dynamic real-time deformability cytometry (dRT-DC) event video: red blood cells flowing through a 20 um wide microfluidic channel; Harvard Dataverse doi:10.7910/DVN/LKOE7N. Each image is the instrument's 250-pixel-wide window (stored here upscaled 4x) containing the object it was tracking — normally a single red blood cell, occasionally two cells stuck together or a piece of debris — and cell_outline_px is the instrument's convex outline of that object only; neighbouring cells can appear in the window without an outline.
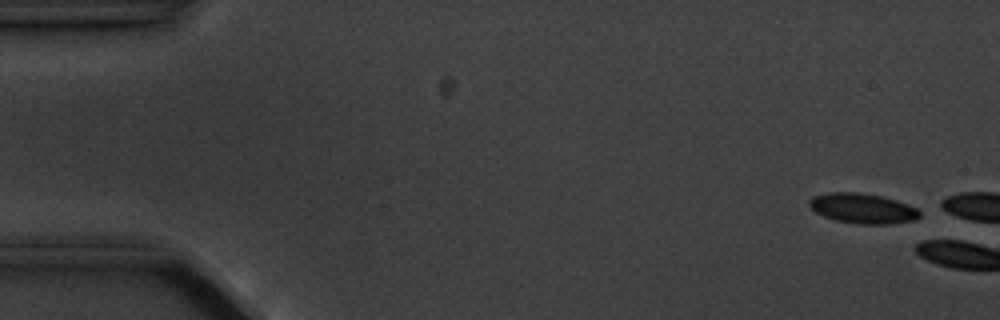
{"species": "common noctule bat (a hibernating species)", "species_latin": "Nyctalus noctula", "temperature_condition": "cold", "stored_images_in_passage": 2, "camera_frame_rate_fps": 3000, "um_per_image_px": 0.085, "animal": {"sex": "male", "body_mass_g": 20.1, "forearm_length_mm": 53.5}, "frame": {"image": 1, "passage_image": 1, "time_ms": 0.0, "image_size_px": [1000, 320], "cell_outline_px": [[920, 216], [916, 220], [892, 224], [860, 224], [836, 220], [824, 216], [816, 212], [808, 204], [808, 200], [812, 196], [828, 192], [860, 192], [880, 196], [896, 200], [908, 204], [916, 208], [920, 212]], "centroid_in_image_um": [73.33, 17.71], "position_along_channel_um": 11.7, "area_um2": 19.42}}